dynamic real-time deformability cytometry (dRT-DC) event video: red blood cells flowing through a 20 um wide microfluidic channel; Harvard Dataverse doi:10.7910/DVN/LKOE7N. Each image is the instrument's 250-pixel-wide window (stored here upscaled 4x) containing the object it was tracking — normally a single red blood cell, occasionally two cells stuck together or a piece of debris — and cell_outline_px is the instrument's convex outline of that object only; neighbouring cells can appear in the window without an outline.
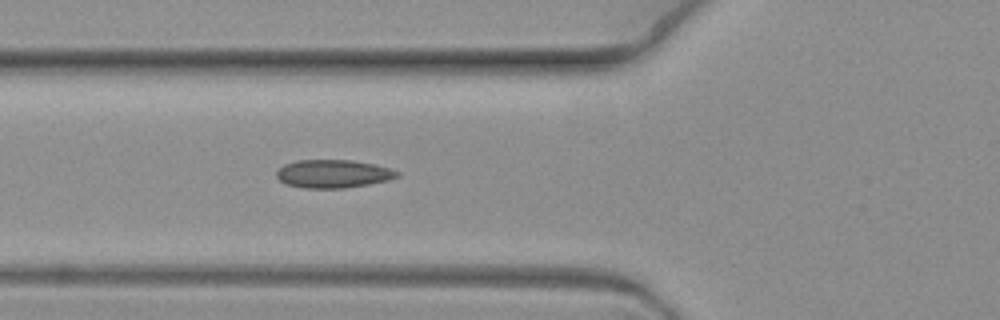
{"species": "common noctule bat (a hibernating species)", "species_latin": "Nyctalus noctula", "temperature_condition": "warm", "stored_images_in_passage": 2, "camera_frame_rate_fps": 3000, "um_per_image_px": 0.085, "animal": {"sex": "female", "body_mass_g": 19.3, "forearm_length_mm": 54.1}, "frame": {"image": 1, "passage_image": 2, "time_ms": 0.333, "image_size_px": [1000, 320], "cell_outline_px": [[400, 176], [388, 180], [368, 184], [344, 188], [304, 188], [284, 184], [276, 176], [276, 172], [284, 164], [296, 160], [352, 160], [376, 164], [400, 172]], "centroid_in_image_um": [28.31, 14.77], "position_along_channel_um": 97.5, "area_um2": 19.88}}